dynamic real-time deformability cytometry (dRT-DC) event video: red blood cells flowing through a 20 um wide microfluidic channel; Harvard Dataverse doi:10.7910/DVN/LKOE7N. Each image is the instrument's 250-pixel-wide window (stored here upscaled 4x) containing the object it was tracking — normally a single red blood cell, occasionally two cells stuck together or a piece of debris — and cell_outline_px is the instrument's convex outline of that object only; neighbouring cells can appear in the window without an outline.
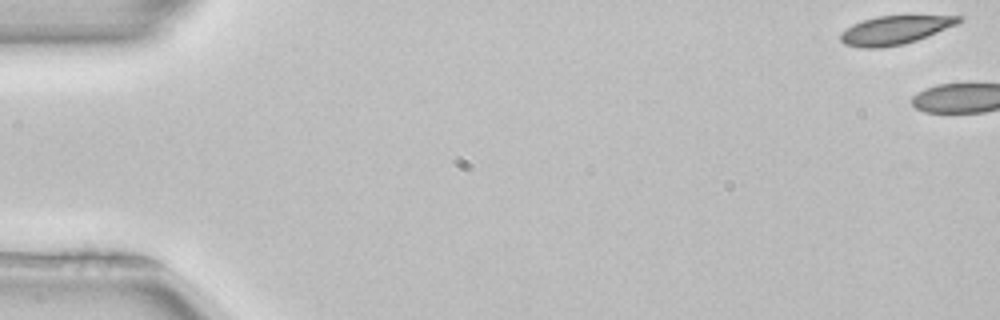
{"species": "common noctule bat (a hibernating species)", "species_latin": "Nyctalus noctula", "temperature_condition": "room temperature", "stored_images_in_passage": 3, "camera_frame_rate_fps": 3000, "um_per_image_px": 0.085, "animal": {"sex": "female", "body_mass_g": 22.7, "forearm_length_mm": 54.2}, "frame": {"image": 1, "passage_image": 1, "time_ms": 0.0, "image_size_px": [1000, 320], "cell_outline_px": [[964, 16], [956, 24], [916, 40], [904, 44], [880, 48], [864, 48], [844, 44], [840, 40], [840, 32], [852, 24], [876, 16]], "centroid_in_image_um": [75.99, 2.56], "position_along_channel_um": 9.0, "area_um2": 19.36}}